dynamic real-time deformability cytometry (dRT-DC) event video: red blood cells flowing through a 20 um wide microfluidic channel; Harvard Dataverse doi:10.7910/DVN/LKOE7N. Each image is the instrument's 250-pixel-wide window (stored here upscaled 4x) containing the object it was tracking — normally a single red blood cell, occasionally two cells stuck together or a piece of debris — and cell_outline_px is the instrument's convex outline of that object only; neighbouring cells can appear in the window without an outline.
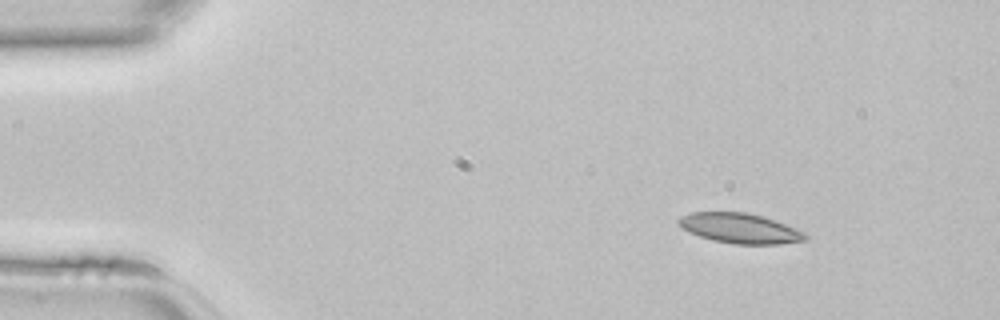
{"species": "common noctule bat (a hibernating species)", "species_latin": "Nyctalus noctula", "temperature_condition": "room temperature", "stored_images_in_passage": 40, "camera_frame_rate_fps": 3000, "um_per_image_px": 0.085, "animal": {"sex": "female", "body_mass_g": 22.7, "forearm_length_mm": 54.2}, "frame": {"image": 1, "passage_image": 1, "time_ms": 0.0, "image_size_px": [1000, 320], "cell_outline_px": [[808, 240], [780, 244], [736, 244], [712, 240], [700, 236], [676, 224], [676, 220], [680, 216], [692, 212], [748, 212], [764, 216], [796, 228], [804, 232], [808, 236]], "centroid_in_image_um": [62.92, 19.4], "position_along_channel_um": 22.1, "area_um2": 22.25}}
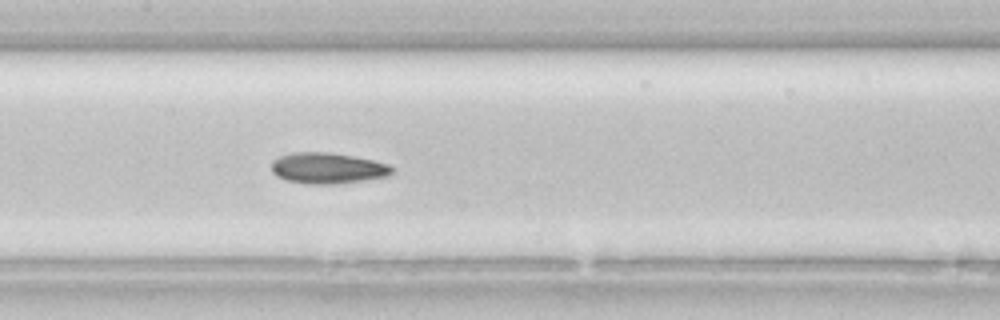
{"frame": {"image": 2, "passage_image": 17, "time_ms": 5.333, "image_size_px": [1000, 320], "cell_outline_px": [[396, 172], [388, 176], [336, 184], [308, 184], [288, 180], [276, 176], [272, 172], [272, 160], [280, 156], [292, 152], [328, 152], [352, 156], [372, 160], [388, 164]], "centroid_in_image_um": [27.84, 14.29], "position_along_channel_um": 179.6, "area_um2": 21.68}}
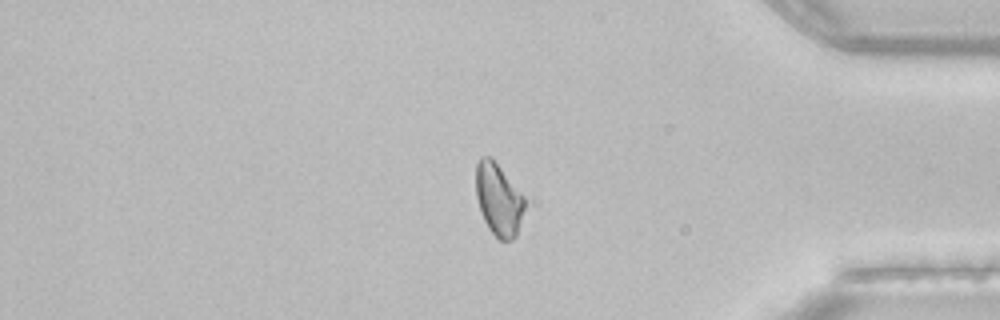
{"frame": {"image": 3, "passage_image": 33, "time_ms": 10.667, "image_size_px": [1000, 320], "cell_outline_px": [[524, 208], [516, 236], [512, 240], [500, 240], [488, 228], [480, 212], [476, 196], [476, 164], [480, 156], [492, 156], [524, 196]], "centroid_in_image_um": [42.35, 16.92], "position_along_channel_um": 392.8, "area_um2": 20.58}}